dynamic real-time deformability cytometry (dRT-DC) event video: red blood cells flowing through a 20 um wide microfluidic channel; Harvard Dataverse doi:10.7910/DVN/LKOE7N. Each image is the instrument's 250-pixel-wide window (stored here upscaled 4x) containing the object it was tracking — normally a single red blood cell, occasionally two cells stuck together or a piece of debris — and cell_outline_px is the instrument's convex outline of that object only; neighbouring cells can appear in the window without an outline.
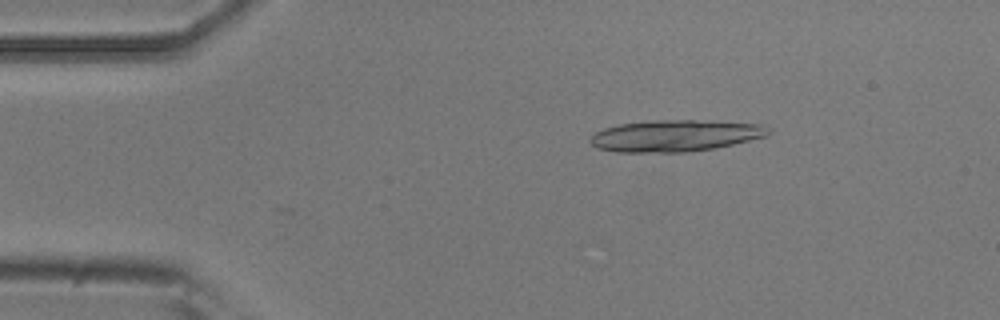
{"species": "common noctule bat (a hibernating species)", "species_latin": "Nyctalus noctula", "temperature_condition": "room temperature", "stored_images_in_passage": 5, "camera_frame_rate_fps": 3000, "um_per_image_px": 0.085, "animal": {"sex": "male", "body_mass_g": 20.5, "forearm_length_mm": 52.5}, "frame": {"image": 1, "passage_image": 3, "time_ms": 0.667, "image_size_px": [1000, 320], "cell_outline_px": [[772, 132], [768, 136], [716, 148], [684, 152], [616, 152], [596, 148], [588, 140], [596, 132], [604, 128], [620, 124], [652, 120], [692, 120], [760, 124], [772, 128]], "centroid_in_image_um": [57.41, 11.54], "position_along_channel_um": 27.6, "area_um2": 32.89}}